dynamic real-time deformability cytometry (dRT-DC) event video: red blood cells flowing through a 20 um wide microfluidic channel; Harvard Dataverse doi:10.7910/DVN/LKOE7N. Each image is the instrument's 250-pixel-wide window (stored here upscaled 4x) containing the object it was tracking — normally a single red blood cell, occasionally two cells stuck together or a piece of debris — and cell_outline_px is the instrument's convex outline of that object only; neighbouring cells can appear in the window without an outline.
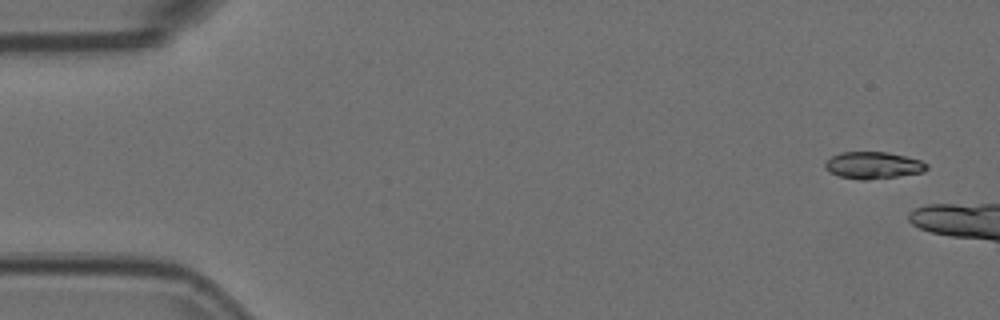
{"species": "Egyptian fruit bat (a non-hibernating species)", "species_latin": "Rousettus aegyptiacus", "temperature_condition": "room temperature", "stored_images_in_passage": 8, "segment_of_instrument_passage": [2, 2], "camera_frame_rate_fps": 3000, "um_per_image_px": 0.085, "animal": {"sex": "female"}, "frame": {"image": 1, "passage_image": 8, "time_ms": 2.333, "image_size_px": [1000, 320], "cell_outline_px": [[928, 168], [924, 172], [868, 180], [860, 180], [840, 176], [824, 168], [824, 164], [832, 156], [840, 152], [888, 152], [920, 160], [928, 164]], "centroid_in_image_um": [74.23, 14.05], "position_along_channel_um": 10.8, "area_um2": 15.84}}